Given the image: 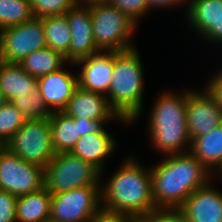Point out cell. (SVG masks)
Masks as SVG:
<instances>
[{
  "mask_svg": "<svg viewBox=\"0 0 222 222\" xmlns=\"http://www.w3.org/2000/svg\"><path fill=\"white\" fill-rule=\"evenodd\" d=\"M116 140L106 129L104 132L89 133L80 137L70 151L79 158L91 163L101 172V178L108 156L115 152Z\"/></svg>",
  "mask_w": 222,
  "mask_h": 222,
  "instance_id": "obj_17",
  "label": "cell"
},
{
  "mask_svg": "<svg viewBox=\"0 0 222 222\" xmlns=\"http://www.w3.org/2000/svg\"><path fill=\"white\" fill-rule=\"evenodd\" d=\"M45 222H58V221H55V220H52V219H47Z\"/></svg>",
  "mask_w": 222,
  "mask_h": 222,
  "instance_id": "obj_40",
  "label": "cell"
},
{
  "mask_svg": "<svg viewBox=\"0 0 222 222\" xmlns=\"http://www.w3.org/2000/svg\"><path fill=\"white\" fill-rule=\"evenodd\" d=\"M187 0H147L148 4V12L152 9L158 8H171V7H177L179 5H182L183 3H186Z\"/></svg>",
  "mask_w": 222,
  "mask_h": 222,
  "instance_id": "obj_36",
  "label": "cell"
},
{
  "mask_svg": "<svg viewBox=\"0 0 222 222\" xmlns=\"http://www.w3.org/2000/svg\"><path fill=\"white\" fill-rule=\"evenodd\" d=\"M52 195L44 187L17 197L16 222H45L50 218Z\"/></svg>",
  "mask_w": 222,
  "mask_h": 222,
  "instance_id": "obj_21",
  "label": "cell"
},
{
  "mask_svg": "<svg viewBox=\"0 0 222 222\" xmlns=\"http://www.w3.org/2000/svg\"><path fill=\"white\" fill-rule=\"evenodd\" d=\"M43 26L47 47L61 53L69 62L71 32L66 15L45 16Z\"/></svg>",
  "mask_w": 222,
  "mask_h": 222,
  "instance_id": "obj_24",
  "label": "cell"
},
{
  "mask_svg": "<svg viewBox=\"0 0 222 222\" xmlns=\"http://www.w3.org/2000/svg\"><path fill=\"white\" fill-rule=\"evenodd\" d=\"M101 207V185H89L52 195L50 219L89 222Z\"/></svg>",
  "mask_w": 222,
  "mask_h": 222,
  "instance_id": "obj_9",
  "label": "cell"
},
{
  "mask_svg": "<svg viewBox=\"0 0 222 222\" xmlns=\"http://www.w3.org/2000/svg\"><path fill=\"white\" fill-rule=\"evenodd\" d=\"M111 0H77L78 4L84 5V6H93L97 4H109Z\"/></svg>",
  "mask_w": 222,
  "mask_h": 222,
  "instance_id": "obj_37",
  "label": "cell"
},
{
  "mask_svg": "<svg viewBox=\"0 0 222 222\" xmlns=\"http://www.w3.org/2000/svg\"><path fill=\"white\" fill-rule=\"evenodd\" d=\"M92 35L101 51H125L136 47L132 36L137 24L109 4L90 6Z\"/></svg>",
  "mask_w": 222,
  "mask_h": 222,
  "instance_id": "obj_5",
  "label": "cell"
},
{
  "mask_svg": "<svg viewBox=\"0 0 222 222\" xmlns=\"http://www.w3.org/2000/svg\"><path fill=\"white\" fill-rule=\"evenodd\" d=\"M189 153L214 175L222 164V124L191 140Z\"/></svg>",
  "mask_w": 222,
  "mask_h": 222,
  "instance_id": "obj_19",
  "label": "cell"
},
{
  "mask_svg": "<svg viewBox=\"0 0 222 222\" xmlns=\"http://www.w3.org/2000/svg\"><path fill=\"white\" fill-rule=\"evenodd\" d=\"M186 15L188 24L202 37L222 13V0H187Z\"/></svg>",
  "mask_w": 222,
  "mask_h": 222,
  "instance_id": "obj_22",
  "label": "cell"
},
{
  "mask_svg": "<svg viewBox=\"0 0 222 222\" xmlns=\"http://www.w3.org/2000/svg\"><path fill=\"white\" fill-rule=\"evenodd\" d=\"M139 163L134 157H128L101 185V207L127 214L136 222L156 209L150 167L147 169Z\"/></svg>",
  "mask_w": 222,
  "mask_h": 222,
  "instance_id": "obj_2",
  "label": "cell"
},
{
  "mask_svg": "<svg viewBox=\"0 0 222 222\" xmlns=\"http://www.w3.org/2000/svg\"><path fill=\"white\" fill-rule=\"evenodd\" d=\"M76 3L77 0H30L34 18L64 15Z\"/></svg>",
  "mask_w": 222,
  "mask_h": 222,
  "instance_id": "obj_28",
  "label": "cell"
},
{
  "mask_svg": "<svg viewBox=\"0 0 222 222\" xmlns=\"http://www.w3.org/2000/svg\"><path fill=\"white\" fill-rule=\"evenodd\" d=\"M217 171L219 172L221 179H222V164L221 166L217 169Z\"/></svg>",
  "mask_w": 222,
  "mask_h": 222,
  "instance_id": "obj_39",
  "label": "cell"
},
{
  "mask_svg": "<svg viewBox=\"0 0 222 222\" xmlns=\"http://www.w3.org/2000/svg\"><path fill=\"white\" fill-rule=\"evenodd\" d=\"M141 222H189L180 208L155 209Z\"/></svg>",
  "mask_w": 222,
  "mask_h": 222,
  "instance_id": "obj_30",
  "label": "cell"
},
{
  "mask_svg": "<svg viewBox=\"0 0 222 222\" xmlns=\"http://www.w3.org/2000/svg\"><path fill=\"white\" fill-rule=\"evenodd\" d=\"M110 4L125 13L137 25L139 19L149 14L147 0H111Z\"/></svg>",
  "mask_w": 222,
  "mask_h": 222,
  "instance_id": "obj_29",
  "label": "cell"
},
{
  "mask_svg": "<svg viewBox=\"0 0 222 222\" xmlns=\"http://www.w3.org/2000/svg\"><path fill=\"white\" fill-rule=\"evenodd\" d=\"M74 64L81 66L77 74L79 87L107 95L114 68V51H100Z\"/></svg>",
  "mask_w": 222,
  "mask_h": 222,
  "instance_id": "obj_13",
  "label": "cell"
},
{
  "mask_svg": "<svg viewBox=\"0 0 222 222\" xmlns=\"http://www.w3.org/2000/svg\"><path fill=\"white\" fill-rule=\"evenodd\" d=\"M136 47L114 51V68L106 95L110 107L131 124L141 115L144 92V69Z\"/></svg>",
  "mask_w": 222,
  "mask_h": 222,
  "instance_id": "obj_4",
  "label": "cell"
},
{
  "mask_svg": "<svg viewBox=\"0 0 222 222\" xmlns=\"http://www.w3.org/2000/svg\"><path fill=\"white\" fill-rule=\"evenodd\" d=\"M89 222H136L132 217L116 211L100 207L91 217Z\"/></svg>",
  "mask_w": 222,
  "mask_h": 222,
  "instance_id": "obj_32",
  "label": "cell"
},
{
  "mask_svg": "<svg viewBox=\"0 0 222 222\" xmlns=\"http://www.w3.org/2000/svg\"><path fill=\"white\" fill-rule=\"evenodd\" d=\"M44 177L51 195L102 182L97 168L71 152L56 153L44 168Z\"/></svg>",
  "mask_w": 222,
  "mask_h": 222,
  "instance_id": "obj_6",
  "label": "cell"
},
{
  "mask_svg": "<svg viewBox=\"0 0 222 222\" xmlns=\"http://www.w3.org/2000/svg\"><path fill=\"white\" fill-rule=\"evenodd\" d=\"M6 102H7L6 99L4 98L3 94L0 91V109L4 106Z\"/></svg>",
  "mask_w": 222,
  "mask_h": 222,
  "instance_id": "obj_38",
  "label": "cell"
},
{
  "mask_svg": "<svg viewBox=\"0 0 222 222\" xmlns=\"http://www.w3.org/2000/svg\"><path fill=\"white\" fill-rule=\"evenodd\" d=\"M49 119L55 153L70 152L81 137L80 118L68 116L63 111H55Z\"/></svg>",
  "mask_w": 222,
  "mask_h": 222,
  "instance_id": "obj_20",
  "label": "cell"
},
{
  "mask_svg": "<svg viewBox=\"0 0 222 222\" xmlns=\"http://www.w3.org/2000/svg\"><path fill=\"white\" fill-rule=\"evenodd\" d=\"M77 87V74L65 67L38 78L39 93L51 112L63 111Z\"/></svg>",
  "mask_w": 222,
  "mask_h": 222,
  "instance_id": "obj_15",
  "label": "cell"
},
{
  "mask_svg": "<svg viewBox=\"0 0 222 222\" xmlns=\"http://www.w3.org/2000/svg\"><path fill=\"white\" fill-rule=\"evenodd\" d=\"M33 18L30 0H0V30Z\"/></svg>",
  "mask_w": 222,
  "mask_h": 222,
  "instance_id": "obj_25",
  "label": "cell"
},
{
  "mask_svg": "<svg viewBox=\"0 0 222 222\" xmlns=\"http://www.w3.org/2000/svg\"><path fill=\"white\" fill-rule=\"evenodd\" d=\"M203 39L209 41L210 43H221L222 45V13L218 18L215 25H213L203 36Z\"/></svg>",
  "mask_w": 222,
  "mask_h": 222,
  "instance_id": "obj_35",
  "label": "cell"
},
{
  "mask_svg": "<svg viewBox=\"0 0 222 222\" xmlns=\"http://www.w3.org/2000/svg\"><path fill=\"white\" fill-rule=\"evenodd\" d=\"M4 147L24 161L45 168L56 154L50 119L27 120Z\"/></svg>",
  "mask_w": 222,
  "mask_h": 222,
  "instance_id": "obj_7",
  "label": "cell"
},
{
  "mask_svg": "<svg viewBox=\"0 0 222 222\" xmlns=\"http://www.w3.org/2000/svg\"><path fill=\"white\" fill-rule=\"evenodd\" d=\"M19 64L28 74L36 78L60 70L66 64L75 65L68 62L61 53L48 47L33 51L23 58Z\"/></svg>",
  "mask_w": 222,
  "mask_h": 222,
  "instance_id": "obj_23",
  "label": "cell"
},
{
  "mask_svg": "<svg viewBox=\"0 0 222 222\" xmlns=\"http://www.w3.org/2000/svg\"><path fill=\"white\" fill-rule=\"evenodd\" d=\"M44 184V168L0 147V190L18 197L40 191Z\"/></svg>",
  "mask_w": 222,
  "mask_h": 222,
  "instance_id": "obj_8",
  "label": "cell"
},
{
  "mask_svg": "<svg viewBox=\"0 0 222 222\" xmlns=\"http://www.w3.org/2000/svg\"><path fill=\"white\" fill-rule=\"evenodd\" d=\"M17 196L0 190V222H16Z\"/></svg>",
  "mask_w": 222,
  "mask_h": 222,
  "instance_id": "obj_31",
  "label": "cell"
},
{
  "mask_svg": "<svg viewBox=\"0 0 222 222\" xmlns=\"http://www.w3.org/2000/svg\"><path fill=\"white\" fill-rule=\"evenodd\" d=\"M26 120H41L50 118L52 112L43 102L40 93L38 95L17 96L11 101Z\"/></svg>",
  "mask_w": 222,
  "mask_h": 222,
  "instance_id": "obj_27",
  "label": "cell"
},
{
  "mask_svg": "<svg viewBox=\"0 0 222 222\" xmlns=\"http://www.w3.org/2000/svg\"><path fill=\"white\" fill-rule=\"evenodd\" d=\"M191 89L176 94L163 91L155 99L149 114V138L151 146L159 153H188L191 139L187 131L186 100Z\"/></svg>",
  "mask_w": 222,
  "mask_h": 222,
  "instance_id": "obj_3",
  "label": "cell"
},
{
  "mask_svg": "<svg viewBox=\"0 0 222 222\" xmlns=\"http://www.w3.org/2000/svg\"><path fill=\"white\" fill-rule=\"evenodd\" d=\"M0 91L10 102L17 96L38 95V78L28 74L19 63L0 61Z\"/></svg>",
  "mask_w": 222,
  "mask_h": 222,
  "instance_id": "obj_18",
  "label": "cell"
},
{
  "mask_svg": "<svg viewBox=\"0 0 222 222\" xmlns=\"http://www.w3.org/2000/svg\"><path fill=\"white\" fill-rule=\"evenodd\" d=\"M187 131L191 140L204 135L222 124V112L203 89H195L186 100Z\"/></svg>",
  "mask_w": 222,
  "mask_h": 222,
  "instance_id": "obj_11",
  "label": "cell"
},
{
  "mask_svg": "<svg viewBox=\"0 0 222 222\" xmlns=\"http://www.w3.org/2000/svg\"><path fill=\"white\" fill-rule=\"evenodd\" d=\"M112 120H88L80 118L81 137L89 133H99L106 130L105 124Z\"/></svg>",
  "mask_w": 222,
  "mask_h": 222,
  "instance_id": "obj_34",
  "label": "cell"
},
{
  "mask_svg": "<svg viewBox=\"0 0 222 222\" xmlns=\"http://www.w3.org/2000/svg\"><path fill=\"white\" fill-rule=\"evenodd\" d=\"M208 81L209 82L206 83L204 90L209 94L216 106L222 112V70L216 73L212 79Z\"/></svg>",
  "mask_w": 222,
  "mask_h": 222,
  "instance_id": "obj_33",
  "label": "cell"
},
{
  "mask_svg": "<svg viewBox=\"0 0 222 222\" xmlns=\"http://www.w3.org/2000/svg\"><path fill=\"white\" fill-rule=\"evenodd\" d=\"M164 157L150 167L156 209L180 208L195 190L205 186L214 177L189 152L167 154Z\"/></svg>",
  "mask_w": 222,
  "mask_h": 222,
  "instance_id": "obj_1",
  "label": "cell"
},
{
  "mask_svg": "<svg viewBox=\"0 0 222 222\" xmlns=\"http://www.w3.org/2000/svg\"><path fill=\"white\" fill-rule=\"evenodd\" d=\"M45 47L43 17L0 30V61L19 63L33 51Z\"/></svg>",
  "mask_w": 222,
  "mask_h": 222,
  "instance_id": "obj_10",
  "label": "cell"
},
{
  "mask_svg": "<svg viewBox=\"0 0 222 222\" xmlns=\"http://www.w3.org/2000/svg\"><path fill=\"white\" fill-rule=\"evenodd\" d=\"M63 112L73 118H83L88 120L116 119L124 125L125 123L130 124L128 120L119 117L110 107L106 95L87 91L79 86L74 91Z\"/></svg>",
  "mask_w": 222,
  "mask_h": 222,
  "instance_id": "obj_14",
  "label": "cell"
},
{
  "mask_svg": "<svg viewBox=\"0 0 222 222\" xmlns=\"http://www.w3.org/2000/svg\"><path fill=\"white\" fill-rule=\"evenodd\" d=\"M26 121L16 106L7 101L0 109V146H5Z\"/></svg>",
  "mask_w": 222,
  "mask_h": 222,
  "instance_id": "obj_26",
  "label": "cell"
},
{
  "mask_svg": "<svg viewBox=\"0 0 222 222\" xmlns=\"http://www.w3.org/2000/svg\"><path fill=\"white\" fill-rule=\"evenodd\" d=\"M71 32L69 62L90 57L101 50L96 46L92 35V18L90 7L76 3L65 13Z\"/></svg>",
  "mask_w": 222,
  "mask_h": 222,
  "instance_id": "obj_12",
  "label": "cell"
},
{
  "mask_svg": "<svg viewBox=\"0 0 222 222\" xmlns=\"http://www.w3.org/2000/svg\"><path fill=\"white\" fill-rule=\"evenodd\" d=\"M211 182L195 190L180 207L189 222H222V191Z\"/></svg>",
  "mask_w": 222,
  "mask_h": 222,
  "instance_id": "obj_16",
  "label": "cell"
}]
</instances>
